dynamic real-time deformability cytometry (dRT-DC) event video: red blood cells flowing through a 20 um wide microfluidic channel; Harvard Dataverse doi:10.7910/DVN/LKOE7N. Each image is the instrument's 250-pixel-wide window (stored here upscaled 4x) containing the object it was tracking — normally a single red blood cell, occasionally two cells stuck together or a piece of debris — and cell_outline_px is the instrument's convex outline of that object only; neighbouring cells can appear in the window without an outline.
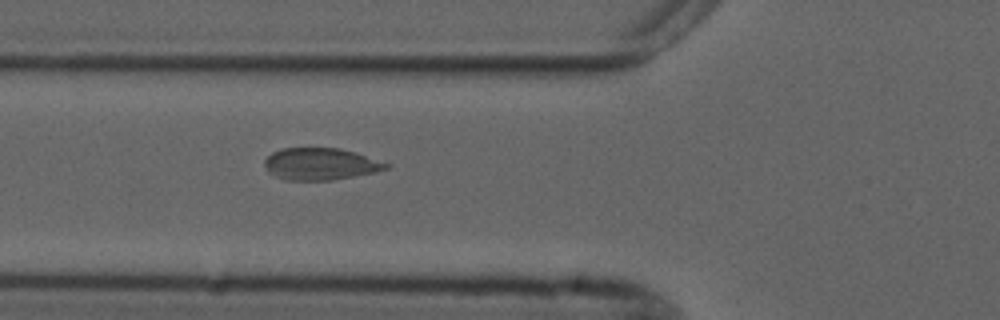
{"species": "common noctule bat (a hibernating species)", "species_latin": "Nyctalus noctula", "temperature_condition": "cold", "stored_images_in_passage": 3, "camera_frame_rate_fps": 3000, "um_per_image_px": 0.085, "animal": {"sex": "male", "forearm_length_mm": 52.5}, "frame": {"image": 1, "passage_image": 3, "time_ms": 2.333, "image_size_px": [1000, 320], "cell_outline_px": [[392, 164], [388, 168], [376, 172], [332, 180], [288, 180], [276, 176], [268, 172], [264, 164], [264, 160], [272, 152], [284, 148], [340, 148], [356, 152]], "centroid_in_image_um": [27.27, 13.93], "position_along_channel_um": 98.5, "area_um2": 22.72}}